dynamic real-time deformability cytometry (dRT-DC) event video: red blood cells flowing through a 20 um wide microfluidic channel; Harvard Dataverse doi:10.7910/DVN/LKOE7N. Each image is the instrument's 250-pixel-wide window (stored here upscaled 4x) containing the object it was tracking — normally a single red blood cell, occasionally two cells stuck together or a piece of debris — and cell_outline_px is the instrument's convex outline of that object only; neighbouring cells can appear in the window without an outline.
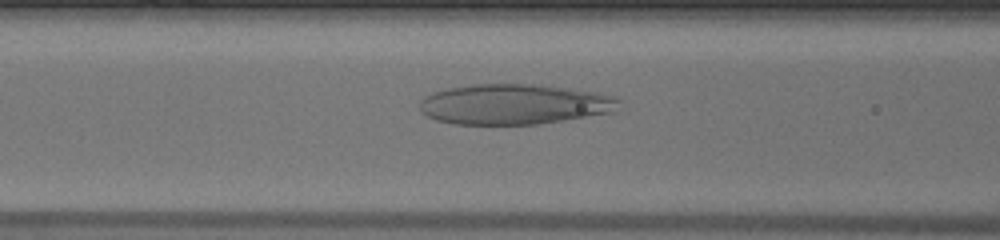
{"species": "human", "species_latin": "Homo sapiens", "temperature_condition": "warm", "stored_images_in_passage": 49, "camera_frame_rate_fps": 3000, "um_per_image_px": 0.085, "donor": {"sex": "male"}, "frame": {"image": 1, "passage_image": 21, "time_ms": 6.667, "image_size_px": [1000, 240], "cell_outline_px": [[620, 100], [616, 112], [564, 120], [536, 124], [456, 124], [436, 120], [428, 116], [420, 108], [420, 100], [424, 96], [432, 92], [448, 88], [472, 84], [536, 84], [576, 88], [616, 96]], "centroid_in_image_um": [43.76, 8.85], "position_along_channel_um": 122.8, "area_um2": 47.22}}
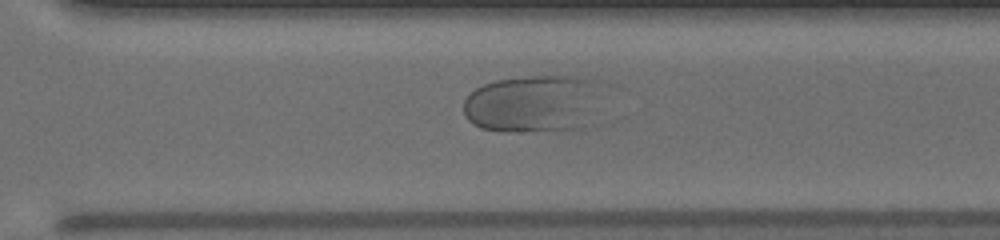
{"frame": {"image": 2, "passage_image": 37, "time_ms": 12.0, "image_size_px": [1000, 240], "cell_outline_px": [[600, 84], [584, 124], [580, 128], [512, 132], [500, 132], [480, 128], [472, 124], [464, 116], [464, 100], [476, 88], [484, 84], [496, 80], [528, 76], [572, 76], [596, 80]], "centroid_in_image_um": [45.17, 8.81], "position_along_channel_um": 325.4, "area_um2": 45.66}}
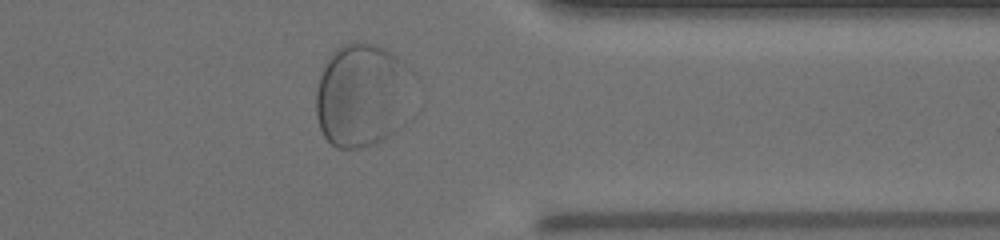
{"frame": {"image": 3, "passage_image": 42, "time_ms": 13.667, "image_size_px": [1000, 240], "cell_outline_px": [[420, 80], [412, 120], [396, 132], [376, 144], [360, 148], [336, 148], [324, 136], [320, 128], [316, 116], [316, 92], [320, 76], [328, 60], [336, 48], [344, 44], [356, 40], [364, 40], [384, 48], [404, 64]], "centroid_in_image_um": [30.96, 8.12], "position_along_channel_um": 380.4, "area_um2": 61.61}}